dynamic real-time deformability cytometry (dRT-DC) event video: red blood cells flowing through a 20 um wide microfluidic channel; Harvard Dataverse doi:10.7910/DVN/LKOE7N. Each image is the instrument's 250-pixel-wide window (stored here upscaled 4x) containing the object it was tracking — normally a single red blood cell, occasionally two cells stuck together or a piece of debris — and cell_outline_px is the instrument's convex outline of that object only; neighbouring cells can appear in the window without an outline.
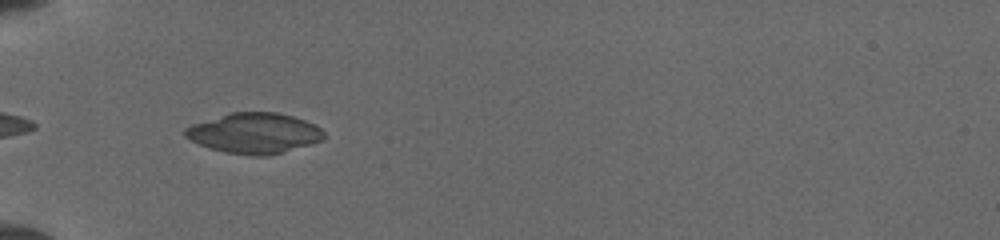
{"species": "common noctule bat (a hibernating species)", "species_latin": "Nyctalus noctula", "temperature_condition": "cold", "stored_images_in_passage": 23, "camera_frame_rate_fps": 3000, "um_per_image_px": 0.085, "animal": {"sex": "female", "body_mass_g": 19.5, "forearm_length_mm": 54.1}, "frame": {"image": 1, "passage_image": 2, "time_ms": 0.333, "image_size_px": [1000, 240], "cell_outline_px": [[324, 136], [320, 140], [308, 144], [268, 156], [248, 156], [224, 152], [200, 144], [184, 136], [184, 128], [192, 124], [228, 112], [280, 112], [304, 120], [320, 128], [324, 132]], "centroid_in_image_um": [21.57, 11.31], "position_along_channel_um": 63.4, "area_um2": 32.48}}
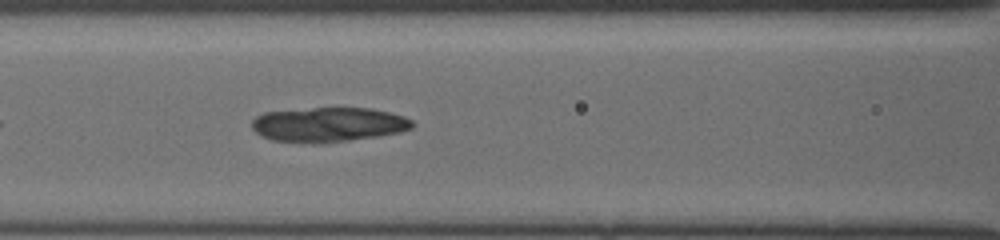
{"frame": {"image": 2, "passage_image": 8, "time_ms": 2.333, "image_size_px": [1000, 240], "cell_outline_px": [[416, 124], [412, 128], [400, 132], [380, 136], [320, 144], [312, 144], [272, 140], [260, 136], [252, 128], [252, 120], [256, 116], [264, 112], [312, 108], [372, 108], [404, 116], [412, 120]], "centroid_in_image_um": [27.92, 10.6], "position_along_channel_um": 138.7, "area_um2": 32.71}}
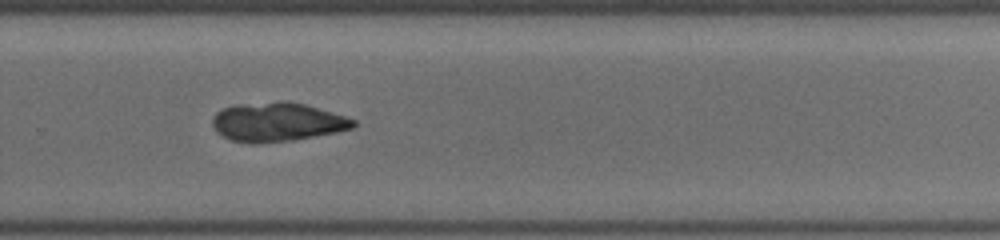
{"frame": {"image": 3, "passage_image": 20, "time_ms": 6.333, "image_size_px": [1000, 240], "cell_outline_px": [[356, 124], [352, 128], [336, 132], [292, 140], [260, 144], [252, 144], [232, 140], [216, 132], [212, 124], [212, 120], [216, 112], [224, 108], [236, 104], [280, 100], [284, 100], [304, 104], [332, 112], [356, 120]], "centroid_in_image_um": [23.53, 10.36], "position_along_channel_um": 306.3, "area_um2": 32.08}}